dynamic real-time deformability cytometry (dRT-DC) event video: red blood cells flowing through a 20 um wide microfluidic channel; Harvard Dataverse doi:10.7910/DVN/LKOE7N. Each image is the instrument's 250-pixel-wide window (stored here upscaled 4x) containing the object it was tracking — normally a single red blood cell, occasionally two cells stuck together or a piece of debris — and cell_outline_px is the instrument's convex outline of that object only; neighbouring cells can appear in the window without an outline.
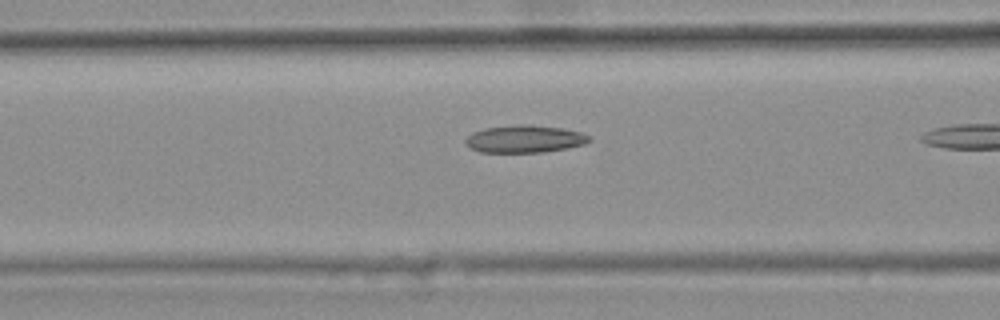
{"species": "common noctule bat (a hibernating species)", "species_latin": "Nyctalus noctula", "temperature_condition": "warm", "stored_images_in_passage": 6, "camera_frame_rate_fps": 3000, "um_per_image_px": 0.085, "animal": {"sex": "female", "body_mass_g": 25.1}, "frame": {"image": 1, "passage_image": 4, "time_ms": 1.0, "image_size_px": [1000, 320], "cell_outline_px": [[592, 140], [584, 144], [568, 148], [544, 152], [480, 152], [468, 148], [464, 144], [464, 140], [472, 132], [484, 128], [520, 124], [532, 124], [560, 128], [580, 132], [592, 136]], "centroid_in_image_um": [44.58, 11.81], "position_along_channel_um": 122.0, "area_um2": 20.06}}